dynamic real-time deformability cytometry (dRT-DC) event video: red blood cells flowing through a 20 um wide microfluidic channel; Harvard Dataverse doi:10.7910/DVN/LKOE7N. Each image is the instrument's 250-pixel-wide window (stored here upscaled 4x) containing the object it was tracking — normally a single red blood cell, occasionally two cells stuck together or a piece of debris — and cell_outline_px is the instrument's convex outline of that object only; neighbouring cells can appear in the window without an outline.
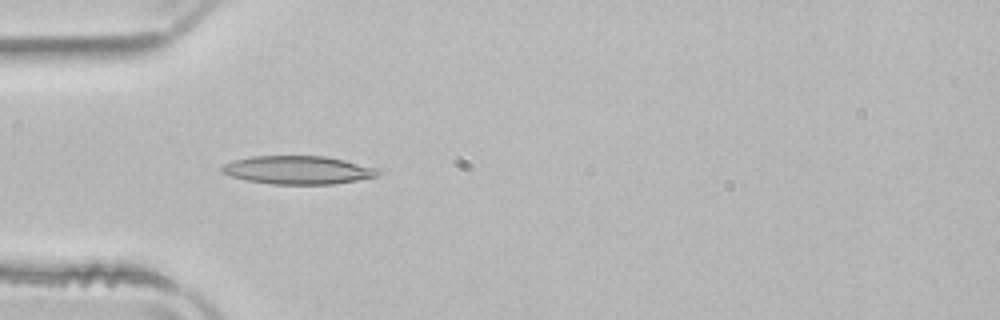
{"species": "common noctule bat (a hibernating species)", "species_latin": "Nyctalus noctula", "temperature_condition": "room temperature", "stored_images_in_passage": 37, "camera_frame_rate_fps": 3000, "um_per_image_px": 0.085, "animal": {"sex": "male", "body_mass_g": 21.5, "forearm_length_mm": 52.0}, "frame": {"image": 1, "passage_image": 1, "time_ms": 0.0, "image_size_px": [1000, 320], "cell_outline_px": [[380, 172], [376, 176], [356, 180], [332, 184], [272, 184], [248, 180], [232, 176], [220, 172], [220, 168], [224, 164], [232, 160], [252, 156], [324, 156], [344, 160], [380, 168]], "centroid_in_image_um": [25.31, 14.44], "position_along_channel_um": 59.7, "area_um2": 25.66}}
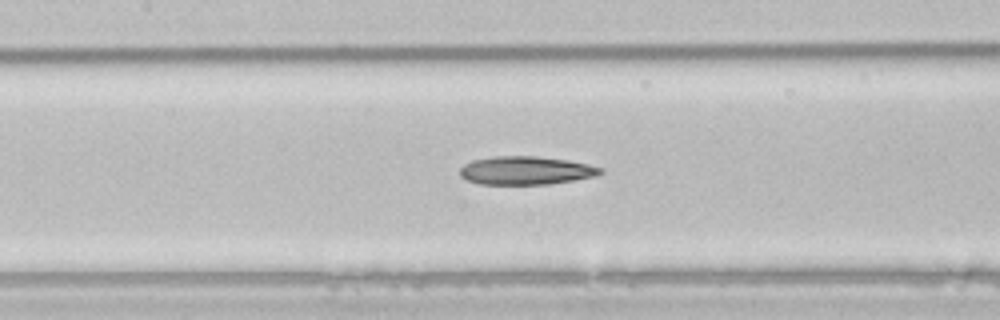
{"frame": {"image": 2, "passage_image": 9, "time_ms": 2.667, "image_size_px": [1000, 320], "cell_outline_px": [[604, 172], [596, 176], [548, 184], [480, 184], [468, 180], [460, 176], [460, 168], [464, 164], [472, 160], [492, 156], [536, 156], [568, 160], [588, 164], [604, 168]], "centroid_in_image_um": [44.7, 14.48], "position_along_channel_um": 162.7, "area_um2": 23.24}}
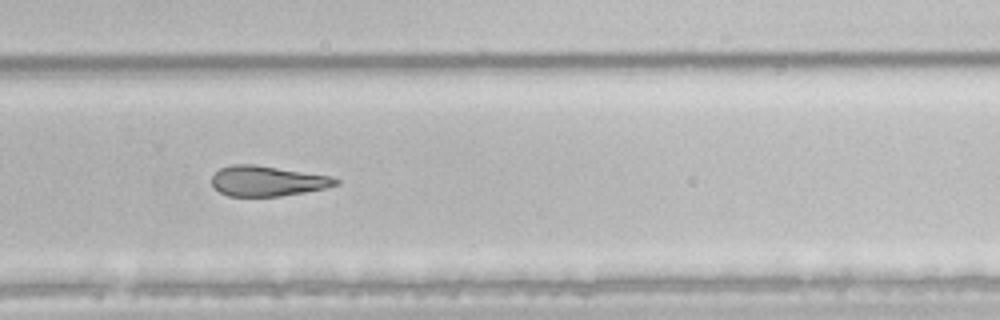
{"frame": {"image": 3, "passage_image": 20, "time_ms": 6.333, "image_size_px": [1000, 320], "cell_outline_px": [[340, 184], [324, 188], [304, 192], [280, 196], [228, 196], [220, 192], [212, 184], [212, 176], [220, 168], [232, 164], [252, 164], [332, 176], [340, 180]], "centroid_in_image_um": [22.74, 15.38], "position_along_channel_um": 307.1, "area_um2": 21.73}}